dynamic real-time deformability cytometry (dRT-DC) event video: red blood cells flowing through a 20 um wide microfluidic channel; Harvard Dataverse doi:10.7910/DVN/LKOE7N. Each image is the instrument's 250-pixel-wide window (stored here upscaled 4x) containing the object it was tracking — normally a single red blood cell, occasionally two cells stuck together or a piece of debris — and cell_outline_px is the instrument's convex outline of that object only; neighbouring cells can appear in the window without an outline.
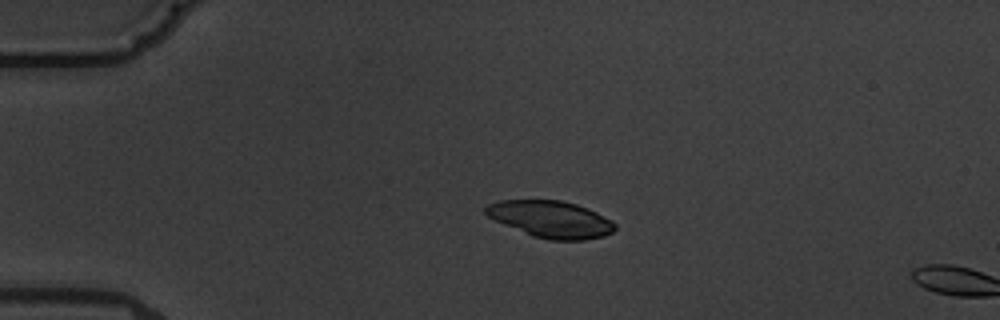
{"species": "common noctule bat (a hibernating species)", "species_latin": "Nyctalus noctula", "temperature_condition": "warm", "stored_images_in_passage": 3, "camera_frame_rate_fps": 3000, "um_per_image_px": 0.085, "animal": {"sex": "male", "body_mass_g": 19.5, "forearm_length_mm": 54.6}, "frame": {"image": 1, "passage_image": 2, "time_ms": 1.333, "image_size_px": [1000, 320], "cell_outline_px": [[616, 228], [612, 232], [604, 236], [584, 240], [548, 240], [532, 236], [496, 220], [488, 216], [484, 212], [484, 208], [488, 204], [500, 200], [564, 200], [588, 208], [612, 220], [616, 224]], "centroid_in_image_um": [46.85, 18.63], "position_along_channel_um": 38.2, "area_um2": 27.74}}